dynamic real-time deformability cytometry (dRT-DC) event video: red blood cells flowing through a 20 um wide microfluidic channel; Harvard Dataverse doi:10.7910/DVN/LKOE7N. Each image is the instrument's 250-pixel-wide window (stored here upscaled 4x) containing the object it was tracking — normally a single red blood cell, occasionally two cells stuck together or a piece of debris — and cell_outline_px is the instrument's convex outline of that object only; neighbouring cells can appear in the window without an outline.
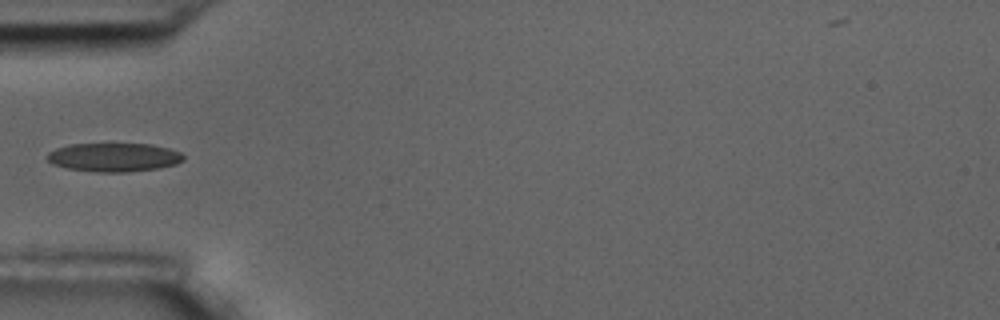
{"species": "common noctule bat (a hibernating species)", "species_latin": "Nyctalus noctula", "temperature_condition": "room temperature", "stored_images_in_passage": 5, "camera_frame_rate_fps": 3000, "um_per_image_px": 0.085, "animal": {"sex": "male", "body_mass_g": 17.5, "forearm_length_mm": 52.3}, "frame": {"image": 1, "passage_image": 5, "time_ms": 5.333, "image_size_px": [1000, 320], "cell_outline_px": [[184, 160], [176, 164], [156, 168], [124, 172], [96, 172], [68, 168], [52, 164], [48, 160], [48, 152], [56, 148], [68, 144], [152, 144], [168, 148], [180, 152], [184, 156]], "centroid_in_image_um": [9.68, 13.36], "position_along_channel_um": 75.3, "area_um2": 22.66}}